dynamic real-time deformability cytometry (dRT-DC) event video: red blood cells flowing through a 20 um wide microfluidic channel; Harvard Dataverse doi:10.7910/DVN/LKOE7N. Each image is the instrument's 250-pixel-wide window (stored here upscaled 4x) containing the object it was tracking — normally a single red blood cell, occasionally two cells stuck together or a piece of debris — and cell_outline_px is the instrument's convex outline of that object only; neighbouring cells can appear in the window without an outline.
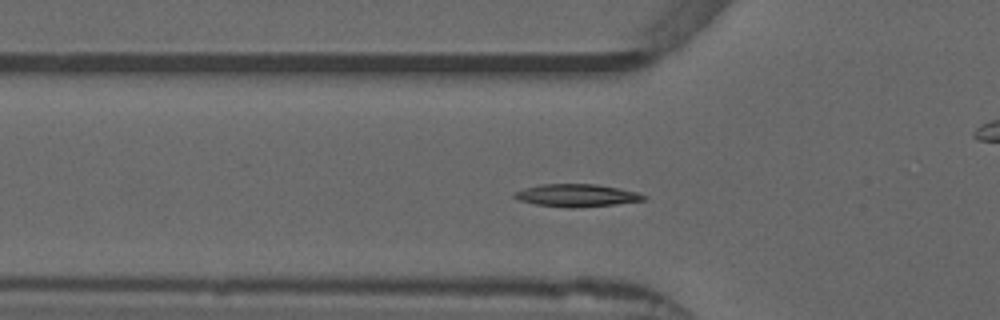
{"species": "common noctule bat (a hibernating species)", "species_latin": "Nyctalus noctula", "temperature_condition": "warm", "stored_images_in_passage": 52, "camera_frame_rate_fps": 3000, "um_per_image_px": 0.085, "animal": {"sex": "male", "forearm_length_mm": 52.5}, "frame": {"image": 1, "passage_image": 16, "time_ms": 5.0, "image_size_px": [1000, 320], "cell_outline_px": [[648, 200], [616, 204], [576, 208], [568, 208], [536, 204], [520, 200], [512, 196], [512, 192], [524, 188], [540, 184], [596, 184], [640, 192], [648, 196]], "centroid_in_image_um": [49.06, 16.61], "position_along_channel_um": 76.7, "area_um2": 17.28}, "authors_computed_cell_mechanics": {"area_um2": 15.9528, "velocity_mm_per_s": 3.8587, "shape_relaxation_time_tau1_ms": 4.9257, "shape_relaxation_time_tau2_ms": 2.9394, "deformation_change_tau1": 0.1606, "deformation_change_tau2": 0.0696}}